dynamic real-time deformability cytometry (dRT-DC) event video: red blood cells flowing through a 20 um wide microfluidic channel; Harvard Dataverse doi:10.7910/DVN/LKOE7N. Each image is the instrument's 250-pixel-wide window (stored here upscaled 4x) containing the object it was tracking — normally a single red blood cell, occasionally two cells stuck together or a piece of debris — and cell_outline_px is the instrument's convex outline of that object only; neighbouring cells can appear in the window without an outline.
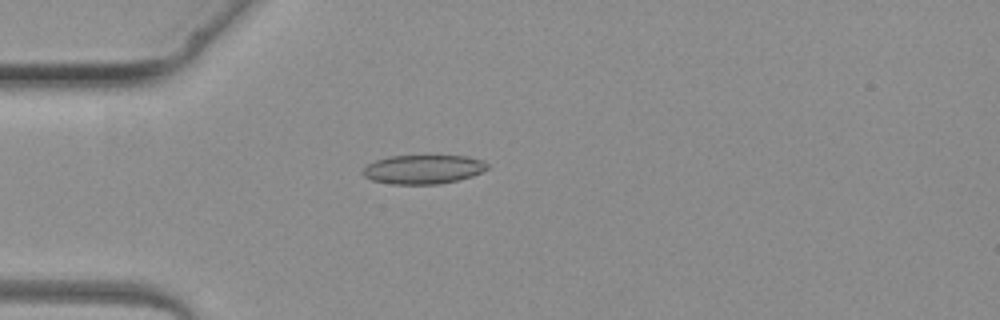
{"species": "common noctule bat (a hibernating species)", "species_latin": "Nyctalus noctula", "temperature_condition": "warm", "stored_images_in_passage": 1, "camera_frame_rate_fps": 3000, "um_per_image_px": 0.085, "animal": {"sex": "female", "body_mass_g": 19.3, "forearm_length_mm": 54.1}, "frame": {"image": 1, "passage_image": 1, "time_ms": 0.0, "image_size_px": [1000, 320], "cell_outline_px": [[488, 168], [472, 176], [440, 184], [392, 184], [372, 180], [364, 176], [364, 168], [368, 164], [376, 160], [388, 156], [468, 156], [484, 160], [488, 164]], "centroid_in_image_um": [35.99, 14.39], "position_along_channel_um": 49.0, "area_um2": 20.92}}